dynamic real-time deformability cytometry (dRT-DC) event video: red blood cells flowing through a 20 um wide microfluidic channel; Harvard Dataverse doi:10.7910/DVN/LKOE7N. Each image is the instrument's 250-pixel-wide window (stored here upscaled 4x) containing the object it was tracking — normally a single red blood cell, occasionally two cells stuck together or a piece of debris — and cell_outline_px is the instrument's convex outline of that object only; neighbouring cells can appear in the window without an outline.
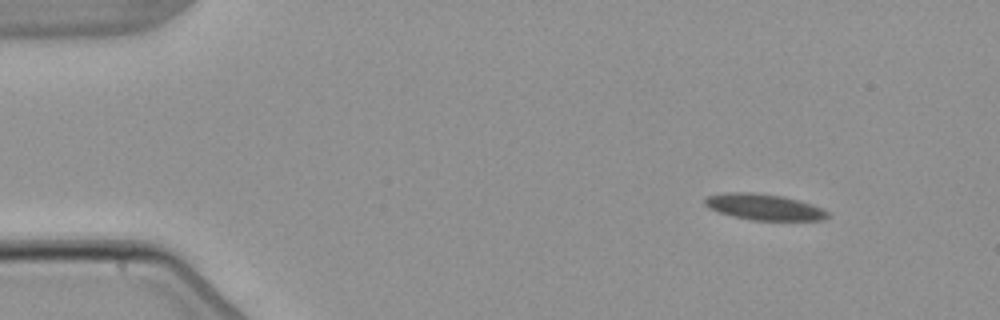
{"species": "common noctule bat (a hibernating species)", "species_latin": "Nyctalus noctula", "temperature_condition": "warm", "stored_images_in_passage": 3, "camera_frame_rate_fps": 3000, "um_per_image_px": 0.085, "animal": {"sex": "male", "body_mass_g": 21.5, "forearm_length_mm": 52.0}, "frame": {"image": 1, "passage_image": 1, "time_ms": 0.0, "image_size_px": [1000, 320], "cell_outline_px": [[828, 216], [824, 220], [752, 220], [732, 216], [708, 208], [704, 204], [704, 200], [708, 196], [724, 192], [752, 192], [780, 196], [796, 200], [820, 208], [828, 212]], "centroid_in_image_um": [64.88, 17.59], "position_along_channel_um": 20.1, "area_um2": 18.32}}